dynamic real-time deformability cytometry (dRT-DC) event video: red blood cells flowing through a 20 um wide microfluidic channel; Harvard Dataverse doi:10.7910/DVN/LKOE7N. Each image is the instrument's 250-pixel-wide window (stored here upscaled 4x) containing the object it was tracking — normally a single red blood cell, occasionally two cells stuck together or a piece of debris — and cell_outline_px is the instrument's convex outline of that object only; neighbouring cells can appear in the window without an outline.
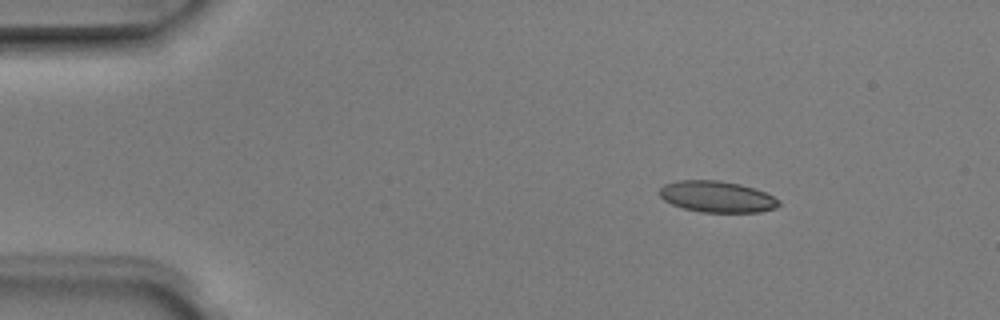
{"species": "Egyptian fruit bat (a non-hibernating species)", "species_latin": "Rousettus aegyptiacus", "temperature_condition": "room temperature", "stored_images_in_passage": 4, "camera_frame_rate_fps": 3000, "um_per_image_px": 0.085, "animal": {"sex": "male"}, "frame": {"image": 1, "passage_image": 2, "time_ms": 0.333, "image_size_px": [1000, 320], "cell_outline_px": [[780, 204], [776, 208], [760, 212], [700, 212], [684, 208], [672, 204], [664, 200], [660, 196], [660, 188], [664, 184], [676, 180], [720, 180], [740, 184], [764, 192], [780, 200]], "centroid_in_image_um": [60.93, 16.71], "position_along_channel_um": 24.1, "area_um2": 21.73}}
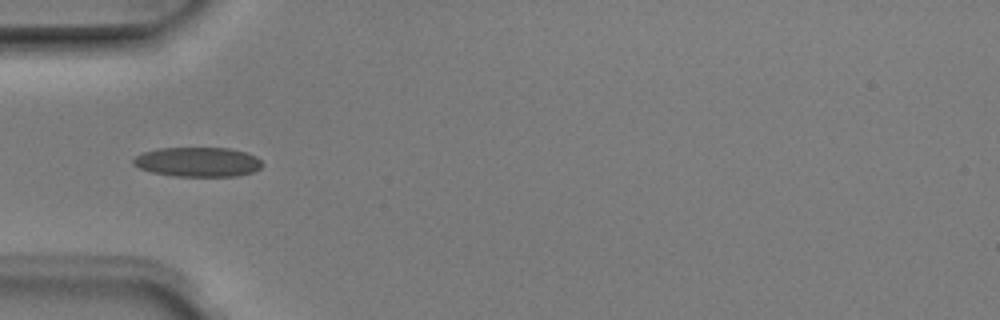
{"frame": {"image": 2, "passage_image": 4, "time_ms": 1.0, "image_size_px": [1000, 320], "cell_outline_px": [[264, 164], [260, 168], [252, 172], [236, 176], [172, 176], [152, 172], [140, 168], [132, 164], [132, 160], [136, 156], [144, 152], [160, 148], [228, 148], [244, 152], [256, 156]], "centroid_in_image_um": [16.81, 13.77], "position_along_channel_um": 68.2, "area_um2": 22.14}}